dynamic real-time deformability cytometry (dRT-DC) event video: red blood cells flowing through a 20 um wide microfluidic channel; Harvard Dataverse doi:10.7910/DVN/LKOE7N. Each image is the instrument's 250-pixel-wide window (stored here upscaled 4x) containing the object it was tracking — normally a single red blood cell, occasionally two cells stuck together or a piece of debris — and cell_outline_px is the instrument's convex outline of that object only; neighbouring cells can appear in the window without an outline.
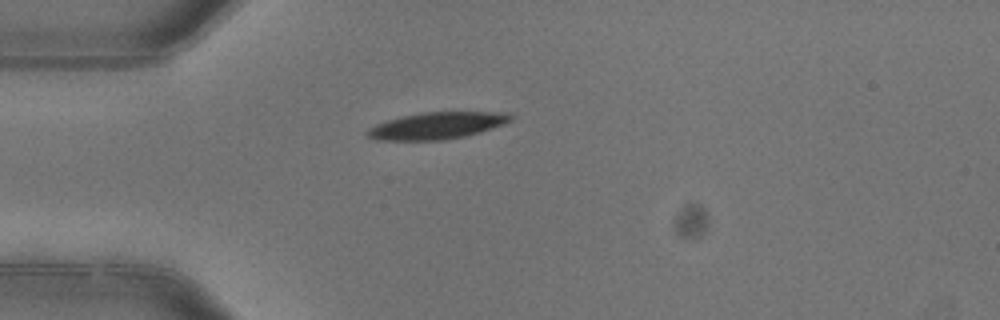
{"species": "common noctule bat (a hibernating species)", "species_latin": "Nyctalus noctula", "temperature_condition": "warm", "stored_images_in_passage": 4, "camera_frame_rate_fps": 3000, "um_per_image_px": 0.085, "animal": {"sex": "female"}, "frame": {"image": 1, "passage_image": 4, "time_ms": 1.0, "image_size_px": [1000, 320], "cell_outline_px": [[512, 120], [504, 124], [480, 132], [464, 136], [444, 140], [376, 140], [368, 136], [364, 132], [368, 128], [376, 124], [388, 120], [420, 112], [508, 112], [512, 116]], "centroid_in_image_um": [37.13, 10.68], "position_along_channel_um": 47.9, "area_um2": 22.37}}